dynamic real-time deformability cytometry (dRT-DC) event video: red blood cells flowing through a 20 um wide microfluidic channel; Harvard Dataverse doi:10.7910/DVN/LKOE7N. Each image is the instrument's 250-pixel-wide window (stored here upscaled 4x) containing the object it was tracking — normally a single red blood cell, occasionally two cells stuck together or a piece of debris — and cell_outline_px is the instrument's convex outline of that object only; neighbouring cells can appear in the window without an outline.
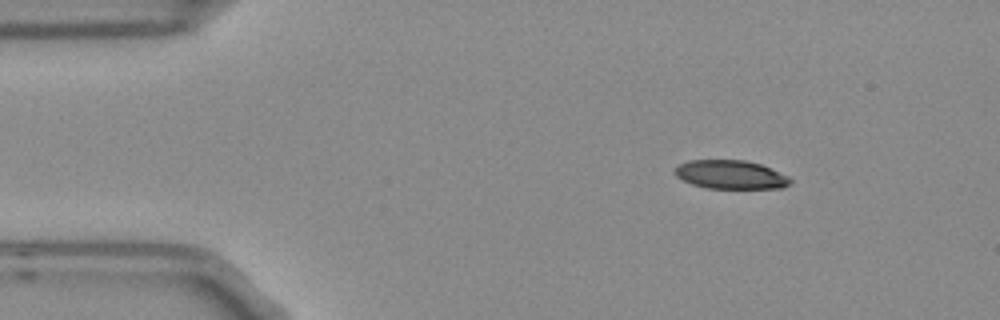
{"species": "Egyptian fruit bat (a non-hibernating species)", "species_latin": "Rousettus aegyptiacus", "temperature_condition": "room temperature", "stored_images_in_passage": 2, "camera_frame_rate_fps": 3000, "um_per_image_px": 0.085, "frame": {"image": 1, "passage_image": 1, "time_ms": 0.0, "image_size_px": [1000, 320], "cell_outline_px": [[792, 184], [784, 188], [708, 188], [692, 184], [676, 176], [676, 168], [680, 164], [688, 160], [744, 160], [760, 164], [788, 176], [792, 180]], "centroid_in_image_um": [62.14, 14.85], "position_along_channel_um": 22.9, "area_um2": 19.13}}